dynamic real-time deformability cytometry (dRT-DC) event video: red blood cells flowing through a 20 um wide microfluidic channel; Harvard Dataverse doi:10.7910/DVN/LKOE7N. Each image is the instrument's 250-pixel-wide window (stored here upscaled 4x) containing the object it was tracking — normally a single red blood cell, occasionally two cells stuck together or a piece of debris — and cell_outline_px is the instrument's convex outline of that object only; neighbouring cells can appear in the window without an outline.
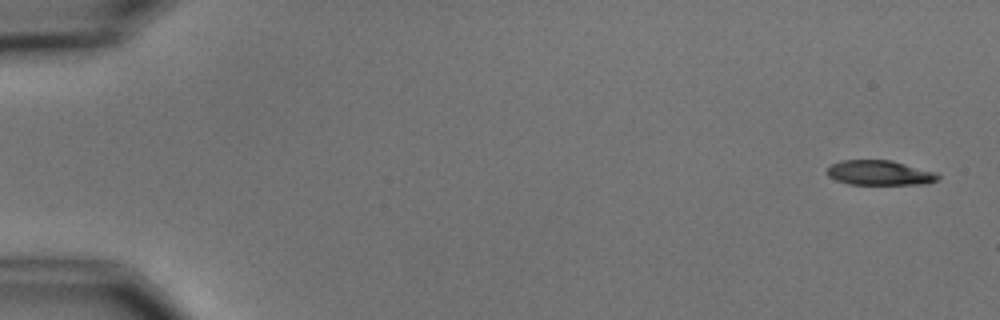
{"species": "common noctule bat (a hibernating species)", "species_latin": "Nyctalus noctula", "temperature_condition": "cold", "stored_images_in_passage": 3, "camera_frame_rate_fps": 3000, "um_per_image_px": 0.085, "animal": {"sex": "male", "body_mass_g": 15.6}, "frame": {"image": 1, "passage_image": 1, "time_ms": 0.0, "image_size_px": [1000, 320], "cell_outline_px": [[940, 180], [928, 184], [848, 184], [836, 180], [828, 176], [828, 168], [832, 164], [840, 160], [892, 160], [936, 172], [940, 176]], "centroid_in_image_um": [74.82, 14.69], "position_along_channel_um": 10.2, "area_um2": 16.13}}